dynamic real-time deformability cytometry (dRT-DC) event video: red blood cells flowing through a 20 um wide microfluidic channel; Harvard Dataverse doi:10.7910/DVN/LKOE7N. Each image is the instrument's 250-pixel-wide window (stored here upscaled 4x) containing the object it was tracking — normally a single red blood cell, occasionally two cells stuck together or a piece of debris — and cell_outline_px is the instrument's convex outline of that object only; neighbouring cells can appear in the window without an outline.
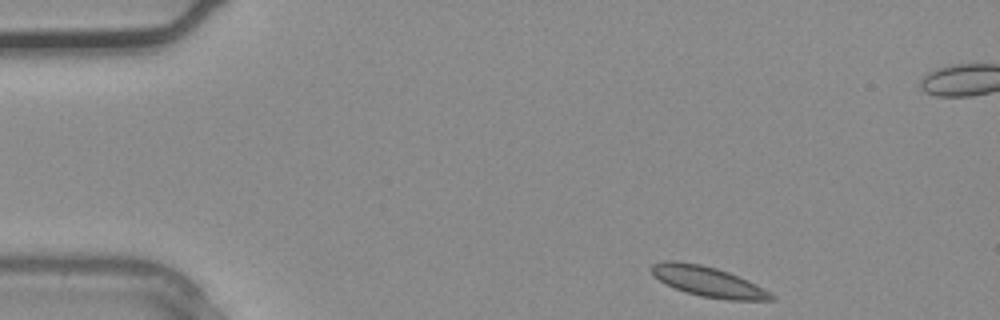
{"species": "common noctule bat (a hibernating species)", "species_latin": "Nyctalus noctula", "temperature_condition": "warm", "stored_images_in_passage": 33, "camera_frame_rate_fps": 3000, "um_per_image_px": 0.085, "animal": {"sex": "male", "body_mass_g": 20.4}, "frame": {"image": 1, "passage_image": 1, "time_ms": 0.0, "image_size_px": [1000, 320], "cell_outline_px": [[776, 300], [732, 300], [700, 296], [684, 292], [664, 284], [652, 276], [652, 264], [664, 260], [676, 260], [700, 264], [716, 268], [728, 272], [756, 284], [764, 288], [776, 296]], "centroid_in_image_um": [60.16, 23.93], "position_along_channel_um": 24.8, "area_um2": 21.21}}
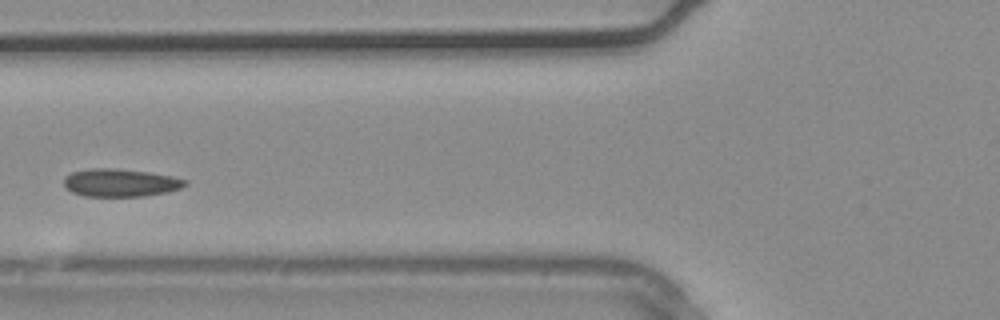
{"frame": {"image": 2, "passage_image": 10, "time_ms": 3.0, "image_size_px": [1000, 320], "cell_outline_px": [[188, 184], [180, 188], [168, 192], [144, 196], [84, 196], [72, 192], [64, 188], [64, 176], [72, 172], [92, 168], [112, 168], [148, 172], [172, 176], [188, 180]], "centroid_in_image_um": [10.22, 15.53], "position_along_channel_um": 115.6, "area_um2": 19.77}}